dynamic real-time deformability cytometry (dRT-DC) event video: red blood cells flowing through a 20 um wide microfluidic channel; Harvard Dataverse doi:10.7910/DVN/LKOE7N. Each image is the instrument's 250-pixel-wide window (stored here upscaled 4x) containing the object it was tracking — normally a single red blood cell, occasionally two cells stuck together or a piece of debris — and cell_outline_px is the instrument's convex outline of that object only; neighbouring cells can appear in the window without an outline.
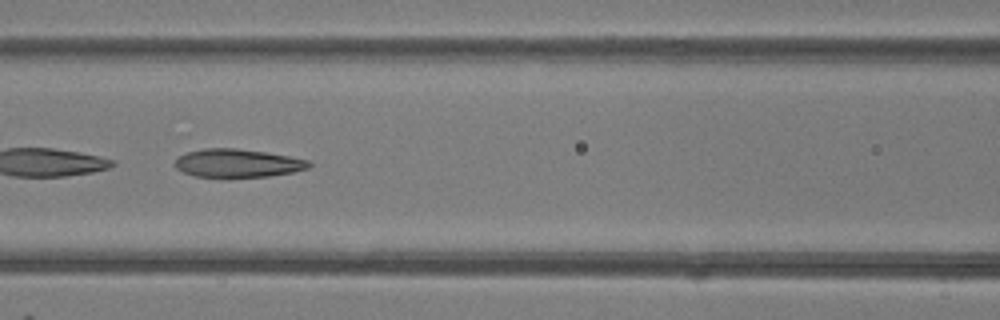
{"species": "common noctule bat (a hibernating species)", "species_latin": "Nyctalus noctula", "temperature_condition": "room temperature", "stored_images_in_passage": 47, "camera_frame_rate_fps": 3000, "um_per_image_px": 0.085, "animal": {"sex": "female"}, "frame": {"image": 1, "passage_image": 21, "time_ms": 6.667, "image_size_px": [1000, 320], "cell_outline_px": [[312, 164], [308, 168], [292, 172], [268, 176], [228, 180], [224, 180], [196, 176], [184, 172], [176, 168], [172, 164], [176, 156], [188, 152], [204, 148], [236, 148], [264, 152], [288, 156], [308, 160]], "centroid_in_image_um": [20.11, 13.91], "position_along_channel_um": 146.5, "area_um2": 22.89}}
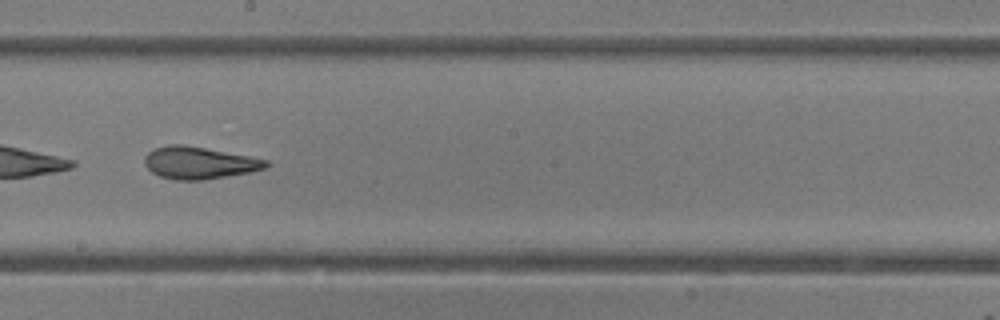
{"frame": {"image": 2, "passage_image": 27, "time_ms": 8.667, "image_size_px": [1000, 320], "cell_outline_px": [[272, 164], [264, 168], [248, 172], [204, 180], [176, 180], [160, 176], [152, 172], [144, 164], [144, 156], [152, 148], [168, 144], [184, 144], [248, 156], [268, 160]], "centroid_in_image_um": [16.88, 13.83], "position_along_channel_um": 231.3, "area_um2": 22.77}, "authors_computed_cell_mechanics": {"area_um2": 24.6806, "velocity_mm_per_s": 4.2487, "shape_relaxation_time_tau1_ms": null, "shape_relaxation_time_tau2_ms": 2.4632, "deformation_change_tau1": null, "deformation_change_tau2": 0.12}}